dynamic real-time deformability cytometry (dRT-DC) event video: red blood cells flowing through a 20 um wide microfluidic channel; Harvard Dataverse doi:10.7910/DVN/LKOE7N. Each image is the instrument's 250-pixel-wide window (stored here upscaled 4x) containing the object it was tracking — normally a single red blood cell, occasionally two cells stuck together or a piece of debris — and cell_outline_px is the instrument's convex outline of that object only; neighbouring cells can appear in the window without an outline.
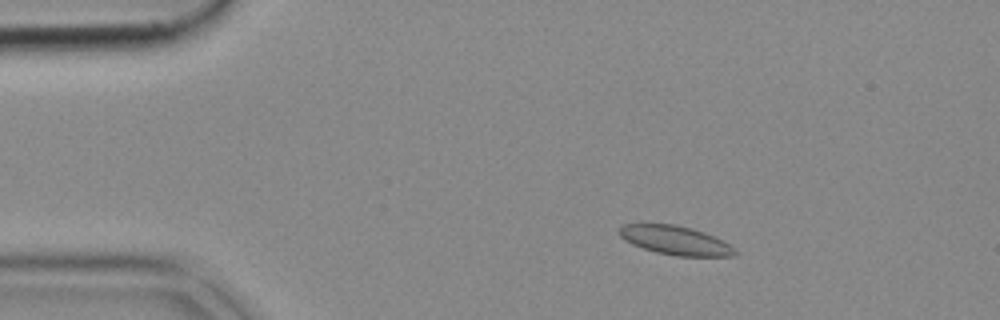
{"species": "common noctule bat (a hibernating species)", "species_latin": "Nyctalus noctula", "temperature_condition": "cold", "stored_images_in_passage": 53, "camera_frame_rate_fps": 3000, "um_per_image_px": 0.085, "animal": {"sex": "female", "body_mass_g": 18.4}, "frame": {"image": 1, "passage_image": 9, "time_ms": 2.667, "image_size_px": [1000, 320], "cell_outline_px": [[740, 252], [736, 256], [676, 256], [656, 252], [632, 244], [624, 240], [616, 232], [624, 224], [640, 220], [676, 224], [692, 228], [704, 232], [736, 248]], "centroid_in_image_um": [57.32, 20.38], "position_along_channel_um": 27.7, "area_um2": 20.29}}
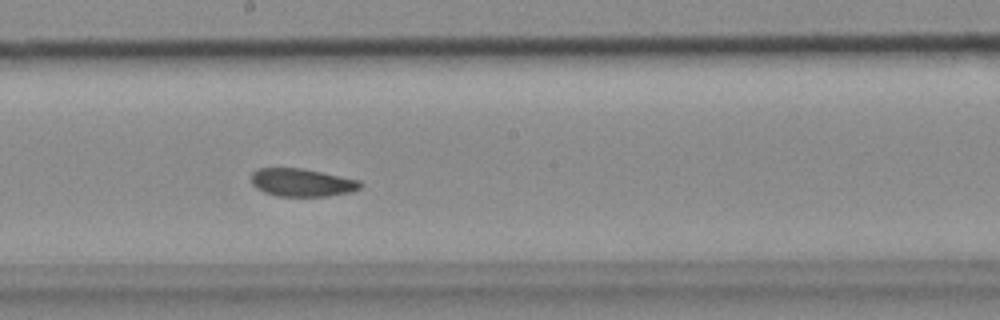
{"frame": {"image": 2, "passage_image": 29, "time_ms": 9.333, "image_size_px": [1000, 320], "cell_outline_px": [[364, 184], [360, 188], [352, 192], [328, 196], [276, 196], [264, 192], [256, 188], [252, 184], [252, 172], [256, 168], [304, 168], [360, 180]], "centroid_in_image_um": [25.68, 15.51], "position_along_channel_um": 222.5, "area_um2": 17.98}}
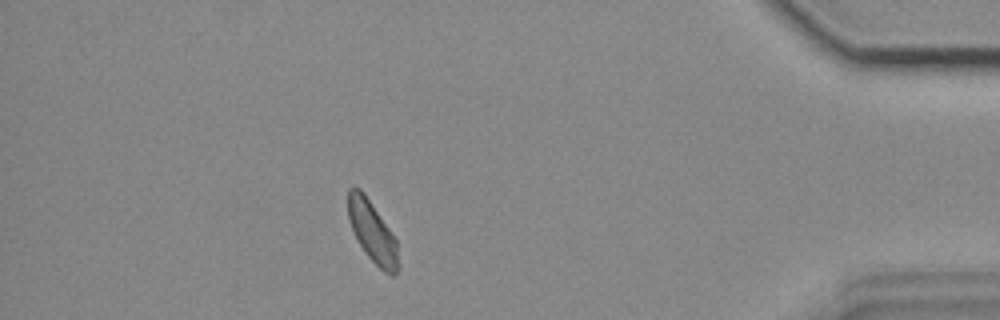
{"frame": {"image": 3, "passage_image": 47, "time_ms": 15.333, "image_size_px": [1000, 320], "cell_outline_px": [[400, 268], [392, 276], [384, 272], [364, 252], [348, 220], [348, 188], [360, 188], [364, 192], [396, 240], [400, 264]], "centroid_in_image_um": [31.66, 19.73], "position_along_channel_um": 403.5, "area_um2": 17.69}}